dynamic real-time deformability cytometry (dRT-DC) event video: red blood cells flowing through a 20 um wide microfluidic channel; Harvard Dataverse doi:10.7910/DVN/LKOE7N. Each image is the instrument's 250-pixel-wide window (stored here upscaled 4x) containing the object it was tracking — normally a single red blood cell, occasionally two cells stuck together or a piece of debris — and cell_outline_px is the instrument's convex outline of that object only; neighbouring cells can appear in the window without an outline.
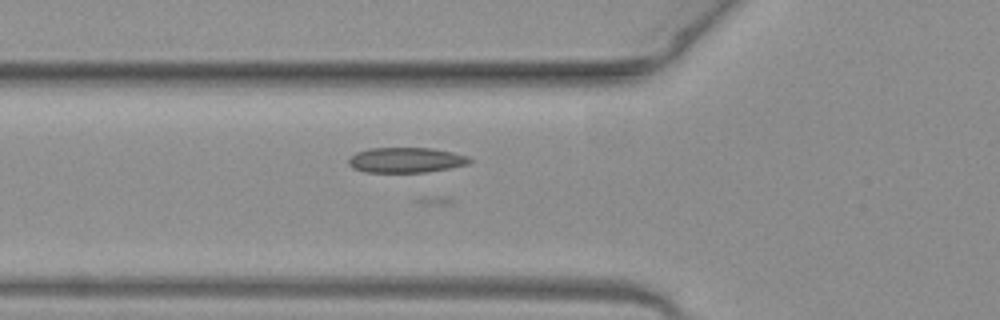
{"species": "common noctule bat (a hibernating species)", "species_latin": "Nyctalus noctula", "temperature_condition": "warm", "stored_images_in_passage": 17, "camera_frame_rate_fps": 3000, "um_per_image_px": 0.085, "animal": {"sex": "female", "body_mass_g": 19.3, "forearm_length_mm": 54.1}, "frame": {"image": 1, "passage_image": 3, "time_ms": 0.667, "image_size_px": [1000, 320], "cell_outline_px": [[472, 160], [468, 164], [448, 168], [424, 172], [364, 172], [352, 168], [348, 164], [348, 160], [356, 152], [368, 148], [432, 148], [452, 152], [468, 156]], "centroid_in_image_um": [34.48, 13.6], "position_along_channel_um": 91.3, "area_um2": 17.74}}
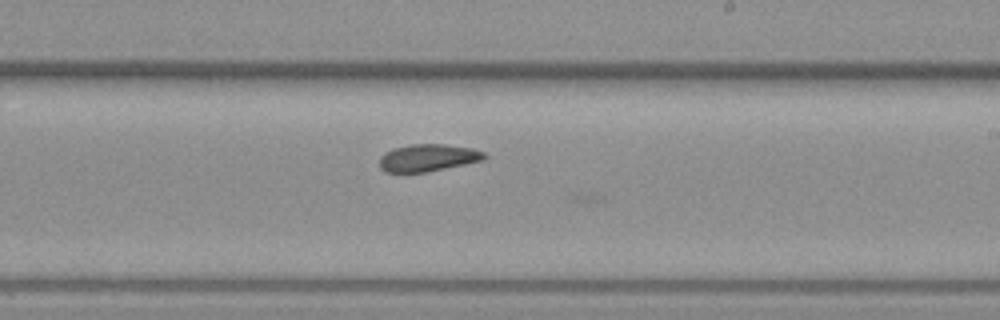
{"frame": {"image": 2, "passage_image": 15, "time_ms": 4.667, "image_size_px": [1000, 320], "cell_outline_px": [[488, 156], [484, 160], [424, 172], [384, 172], [380, 168], [380, 156], [384, 152], [392, 148], [412, 144], [444, 144], [472, 148], [484, 152]], "centroid_in_image_um": [36.36, 13.4], "position_along_channel_um": 252.6, "area_um2": 16.65}}